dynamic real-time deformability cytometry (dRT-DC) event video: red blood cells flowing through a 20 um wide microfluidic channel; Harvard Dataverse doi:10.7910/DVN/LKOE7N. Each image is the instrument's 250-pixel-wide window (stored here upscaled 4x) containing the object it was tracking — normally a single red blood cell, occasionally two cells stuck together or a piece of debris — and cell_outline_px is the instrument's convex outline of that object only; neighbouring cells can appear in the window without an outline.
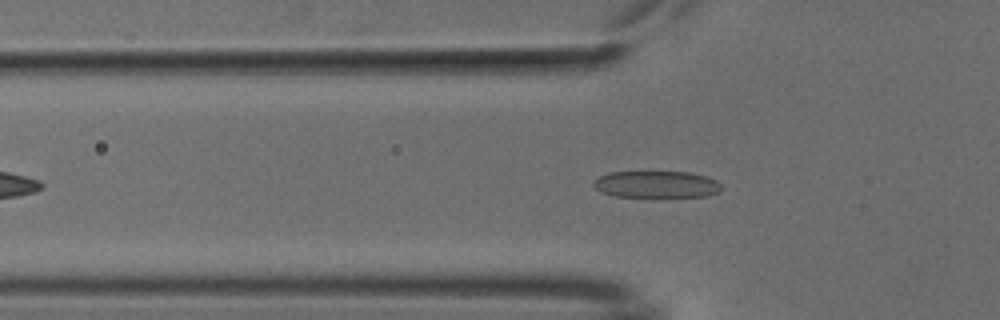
{"species": "common noctule bat (a hibernating species)", "species_latin": "Nyctalus noctula", "temperature_condition": "cold", "stored_images_in_passage": 48, "camera_frame_rate_fps": 3000, "um_per_image_px": 0.085, "animal": {"sex": "male", "body_mass_g": 18.8}, "frame": {"image": 1, "passage_image": 12, "time_ms": 3.667, "image_size_px": [1000, 320], "cell_outline_px": [[724, 188], [720, 192], [708, 196], [612, 196], [600, 192], [592, 184], [592, 180], [608, 172], [688, 172], [704, 176], [716, 180]], "centroid_in_image_um": [55.78, 15.67], "position_along_channel_um": 70.0, "area_um2": 20.0}}
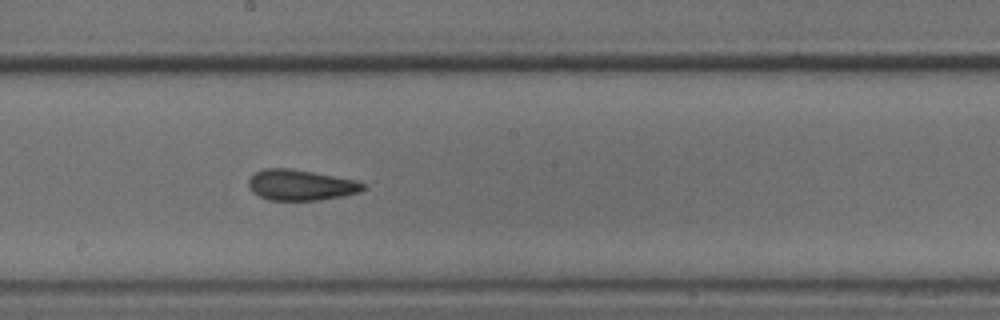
{"frame": {"image": 2, "passage_image": 24, "time_ms": 7.667, "image_size_px": [1000, 320], "cell_outline_px": [[368, 188], [360, 192], [344, 196], [320, 200], [268, 200], [252, 192], [248, 188], [248, 180], [256, 172], [264, 168], [292, 168], [356, 180], [364, 184]], "centroid_in_image_um": [25.57, 15.73], "position_along_channel_um": 222.6, "area_um2": 20.69}}
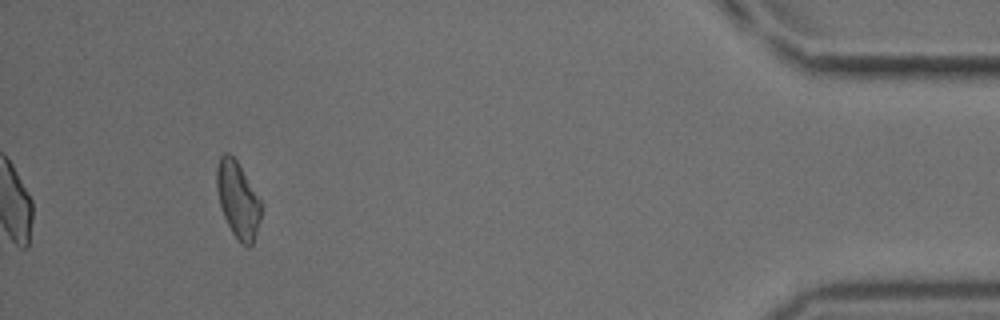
{"frame": {"image": 3, "passage_image": 44, "time_ms": 14.333, "image_size_px": [1000, 320], "cell_outline_px": [[260, 220], [252, 244], [248, 248], [240, 244], [232, 232], [224, 216], [220, 204], [216, 188], [216, 168], [220, 156], [224, 152], [228, 152], [236, 160], [260, 200]], "centroid_in_image_um": [20.19, 16.99], "position_along_channel_um": 415.0, "area_um2": 19.42}, "authors_computed_cell_mechanics": {"area_um2": 20.5479, "velocity_mm_per_s": 3.807, "shape_relaxation_time_tau1_ms": 10.7877, "shape_relaxation_time_tau2_ms": 3.1787, "deformation_change_tau1": 0.1513, "deformation_change_tau2": 0.0974}}